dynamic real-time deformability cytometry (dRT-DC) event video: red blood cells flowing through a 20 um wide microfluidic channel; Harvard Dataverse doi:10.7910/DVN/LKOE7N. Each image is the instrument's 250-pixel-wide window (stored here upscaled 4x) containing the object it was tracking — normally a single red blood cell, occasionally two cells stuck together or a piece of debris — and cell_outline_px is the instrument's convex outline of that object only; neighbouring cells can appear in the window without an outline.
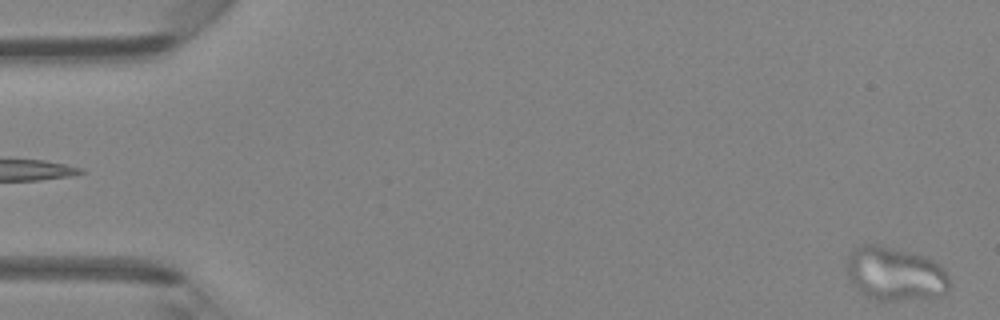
{"species": "Egyptian fruit bat (a non-hibernating species)", "species_latin": "Rousettus aegyptiacus", "temperature_condition": "room temperature", "stored_images_in_passage": 50, "camera_frame_rate_fps": 3000, "um_per_image_px": 0.085, "animal": {"sex": "female"}, "frame": {"image": 1, "passage_image": 1, "time_ms": 0.0, "image_size_px": [1000, 320], "cell_outline_px": [[948, 292], [940, 296], [900, 300], [876, 300], [860, 292], [848, 276], [848, 256], [860, 244], [876, 244], [924, 256], [940, 264], [948, 272]], "centroid_in_image_um": [76.12, 23.28], "position_along_channel_um": 8.9, "area_um2": 31.85}}
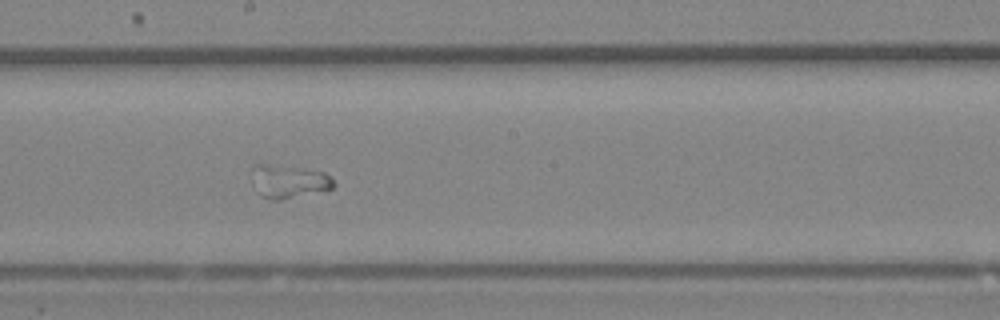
{"frame": {"image": 2, "passage_image": 27, "time_ms": 8.667, "image_size_px": [1000, 320], "cell_outline_px": [[336, 184], [332, 188], [280, 200], [272, 200], [260, 196], [256, 192], [288, 168], [304, 168], [324, 172], [332, 176]], "centroid_in_image_um": [25.2, 15.63], "position_along_channel_um": 223.0, "area_um2": 11.73}}
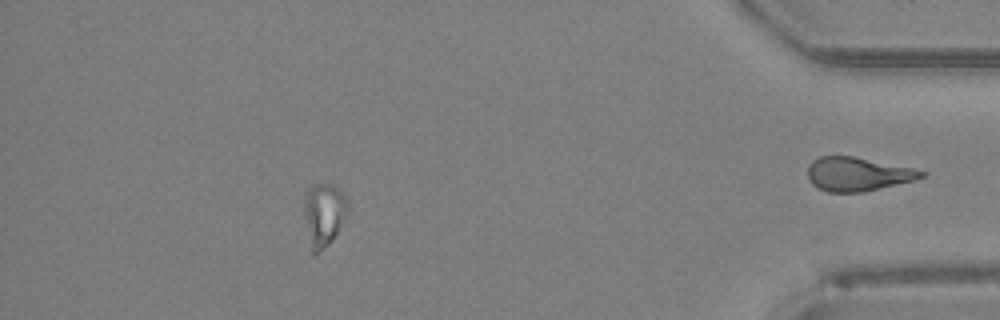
{"frame": {"image": 3, "passage_image": 44, "time_ms": 14.333, "image_size_px": [1000, 320], "cell_outline_px": [[348, 208], [332, 240], [316, 256], [312, 256], [304, 212], [304, 196], [308, 188], [312, 184], [324, 180], [336, 184], [340, 188], [348, 200]], "centroid_in_image_um": [27.51, 18.14], "position_along_channel_um": 407.7, "area_um2": 16.42}}